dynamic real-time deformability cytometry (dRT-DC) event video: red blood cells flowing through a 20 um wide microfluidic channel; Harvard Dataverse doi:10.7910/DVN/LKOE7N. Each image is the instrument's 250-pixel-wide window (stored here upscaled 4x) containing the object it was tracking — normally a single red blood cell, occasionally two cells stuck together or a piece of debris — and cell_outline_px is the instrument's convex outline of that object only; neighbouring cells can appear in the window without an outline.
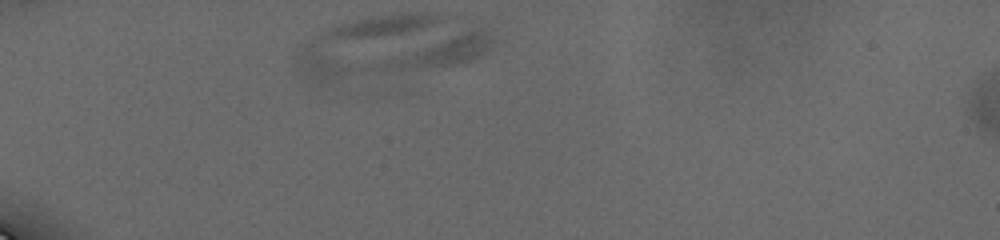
{"species": "human", "species_latin": "Homo sapiens", "temperature_condition": "cold", "stored_images_in_passage": 7, "camera_frame_rate_fps": 3000, "um_per_image_px": 0.085, "donor": {"sex": "male"}, "frame": {"image": 1, "passage_image": 2, "time_ms": 1.0, "image_size_px": [1000, 240], "cell_outline_px": [[496, 36], [492, 44], [484, 52], [468, 60], [456, 64], [332, 84], [320, 84], [304, 76], [296, 68], [296, 56], [304, 44], [332, 28], [344, 24], [376, 16], [404, 12], [436, 16], [480, 24], [488, 28]], "centroid_in_image_um": [33.2, 4.0], "position_along_channel_um": 51.8, "area_um2": 69.94}}